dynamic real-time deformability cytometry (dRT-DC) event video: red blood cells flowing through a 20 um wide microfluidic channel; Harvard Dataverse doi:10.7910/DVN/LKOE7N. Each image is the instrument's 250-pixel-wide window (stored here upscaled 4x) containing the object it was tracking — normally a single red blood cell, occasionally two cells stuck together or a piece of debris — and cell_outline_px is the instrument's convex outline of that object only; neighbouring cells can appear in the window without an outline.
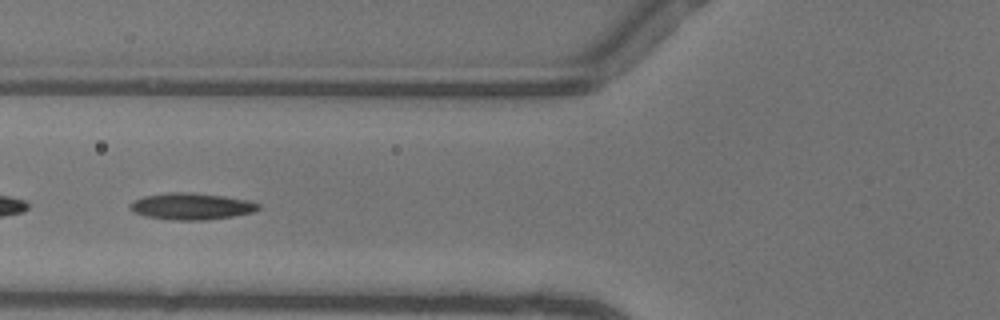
{"species": "common noctule bat (a hibernating species)", "species_latin": "Nyctalus noctula", "temperature_condition": "warm", "stored_images_in_passage": 40, "camera_frame_rate_fps": 3000, "um_per_image_px": 0.085, "animal": {"sex": "female"}, "frame": {"image": 1, "passage_image": 10, "time_ms": 3.0, "image_size_px": [1000, 320], "cell_outline_px": [[260, 208], [252, 212], [232, 216], [208, 220], [172, 220], [144, 216], [132, 212], [128, 204], [132, 200], [144, 196], [168, 192], [192, 192], [224, 196], [248, 200], [260, 204]], "centroid_in_image_um": [16.22, 17.53], "position_along_channel_um": 109.6, "area_um2": 20.11}}
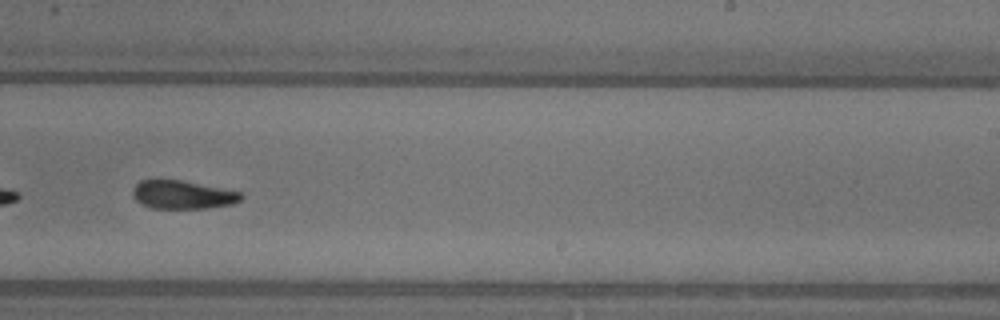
{"frame": {"image": 2, "passage_image": 22, "time_ms": 7.0, "image_size_px": [1000, 320], "cell_outline_px": [[244, 196], [240, 200], [232, 204], [204, 208], [152, 208], [136, 200], [132, 196], [132, 188], [140, 180], [180, 180], [240, 192]], "centroid_in_image_um": [15.49, 16.55], "position_along_channel_um": 273.5, "area_um2": 17.63}}
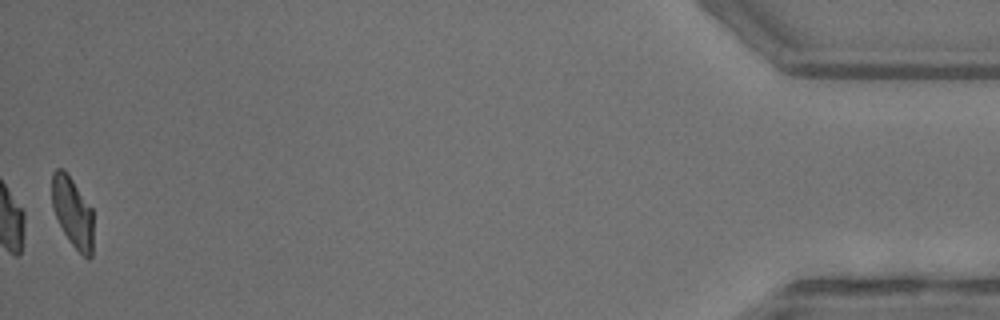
{"frame": {"image": 3, "passage_image": 40, "time_ms": 13.0, "image_size_px": [1000, 320], "cell_outline_px": [[92, 256], [88, 260], [68, 240], [56, 216], [52, 204], [52, 172], [56, 168], [64, 168], [92, 208]], "centroid_in_image_um": [6.17, 18.01], "position_along_channel_um": 429.0, "area_um2": 16.76}, "authors_computed_cell_mechanics": {"area_um2": 18.9295, "velocity_mm_per_s": 4.1028, "shape_relaxation_time_tau1_ms": 6.93, "shape_relaxation_time_tau2_ms": 4.3017, "deformation_change_tau1": 0.2083, "deformation_change_tau2": 0.111}}